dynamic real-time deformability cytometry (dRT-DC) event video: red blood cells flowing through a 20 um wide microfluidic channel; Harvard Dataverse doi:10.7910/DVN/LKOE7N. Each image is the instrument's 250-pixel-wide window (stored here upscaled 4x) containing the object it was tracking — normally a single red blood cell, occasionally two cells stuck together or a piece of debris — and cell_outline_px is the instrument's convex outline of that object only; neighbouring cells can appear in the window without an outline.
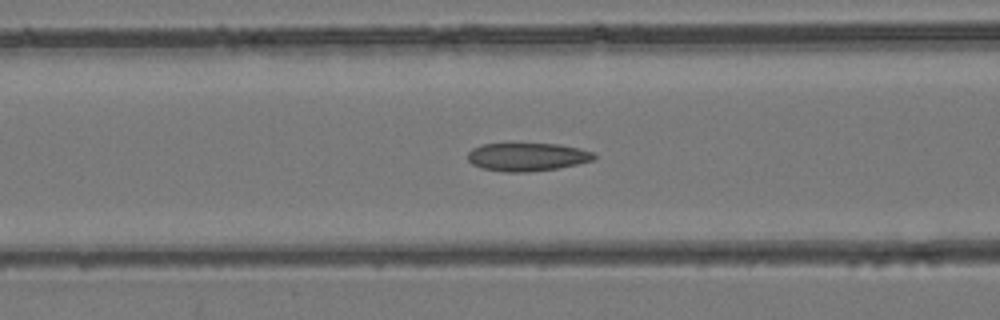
{"species": "common noctule bat (a hibernating species)", "species_latin": "Nyctalus noctula", "temperature_condition": "room temperature", "stored_images_in_passage": 45, "camera_frame_rate_fps": 3000, "um_per_image_px": 0.085, "animal": {"sex": "female", "body_mass_g": 24.6, "forearm_length_mm": 56.2}, "frame": {"image": 1, "passage_image": 18, "time_ms": 5.667, "image_size_px": [1000, 320], "cell_outline_px": [[596, 156], [592, 160], [576, 164], [556, 168], [528, 172], [504, 172], [480, 168], [472, 164], [468, 160], [468, 152], [472, 148], [480, 144], [560, 144], [592, 152]], "centroid_in_image_um": [44.74, 13.34], "position_along_channel_um": 121.9, "area_um2": 20.58}}
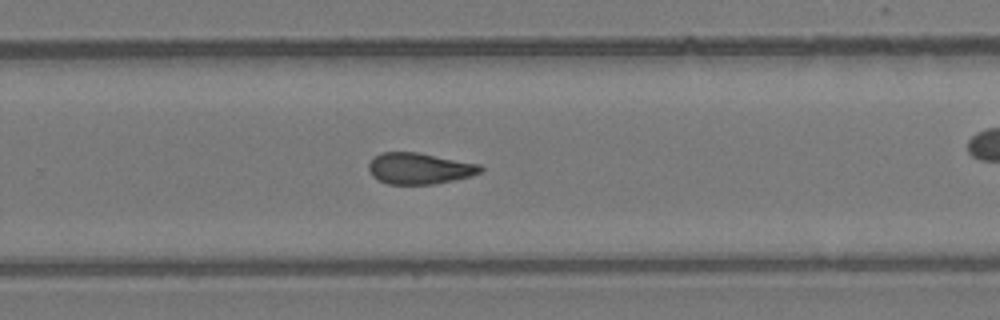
{"frame": {"image": 2, "passage_image": 29, "time_ms": 9.333, "image_size_px": [1000, 320], "cell_outline_px": [[484, 168], [480, 172], [472, 176], [432, 184], [388, 184], [372, 176], [368, 168], [368, 164], [380, 152], [416, 152], [480, 164]], "centroid_in_image_um": [35.65, 14.31], "position_along_channel_um": 294.1, "area_um2": 20.17}}
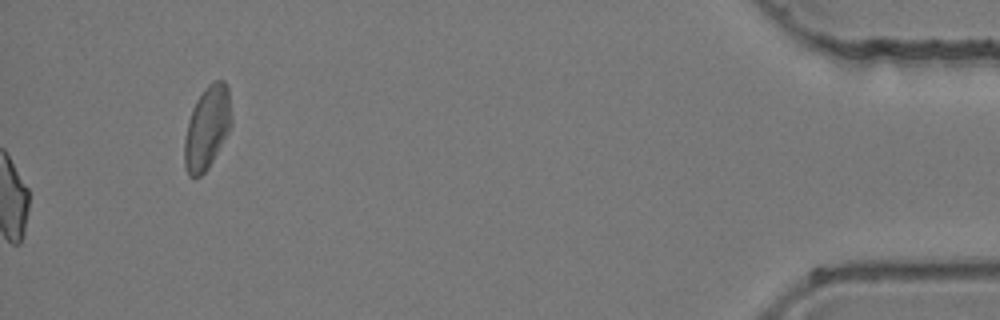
{"frame": {"image": 3, "passage_image": 45, "time_ms": 14.667, "image_size_px": [1000, 320], "cell_outline_px": [[232, 124], [228, 132], [208, 168], [196, 180], [188, 176], [184, 168], [184, 140], [188, 120], [192, 108], [196, 100], [204, 88], [208, 84], [216, 80], [224, 80], [228, 88], [232, 116]], "centroid_in_image_um": [17.58, 10.87], "position_along_channel_um": 417.6, "area_um2": 23.0}}